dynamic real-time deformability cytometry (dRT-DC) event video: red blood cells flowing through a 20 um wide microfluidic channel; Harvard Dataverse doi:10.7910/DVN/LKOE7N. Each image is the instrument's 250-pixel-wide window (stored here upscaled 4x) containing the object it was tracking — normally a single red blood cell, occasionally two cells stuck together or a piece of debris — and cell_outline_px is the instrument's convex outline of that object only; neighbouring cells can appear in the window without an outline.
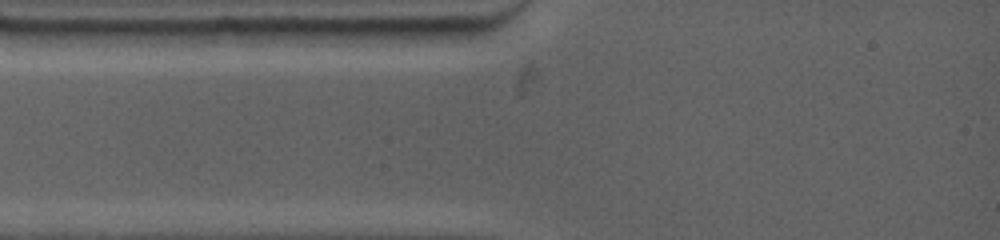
{"species": "common noctule bat (a hibernating species)", "species_latin": "Nyctalus noctula", "temperature_condition": "warm", "stored_images_in_passage": 1, "camera_frame_rate_fps": 4500, "um_per_image_px": 0.085, "animal": {"sex": "female", "body_mass_g": 19.0, "forearm_length_mm": 53.3}, "frame": {"image": 1, "passage_image": 1, "time_ms": 0.0, "image_size_px": [1000, 240], "cell_outline_px": [[484, 28], [468, 36], [444, 44], [320, 44], [312, 28]], "centroid_in_image_um": [33.27, 3.02], "position_along_channel_um": 51.7, "area_um2": 17.34}}